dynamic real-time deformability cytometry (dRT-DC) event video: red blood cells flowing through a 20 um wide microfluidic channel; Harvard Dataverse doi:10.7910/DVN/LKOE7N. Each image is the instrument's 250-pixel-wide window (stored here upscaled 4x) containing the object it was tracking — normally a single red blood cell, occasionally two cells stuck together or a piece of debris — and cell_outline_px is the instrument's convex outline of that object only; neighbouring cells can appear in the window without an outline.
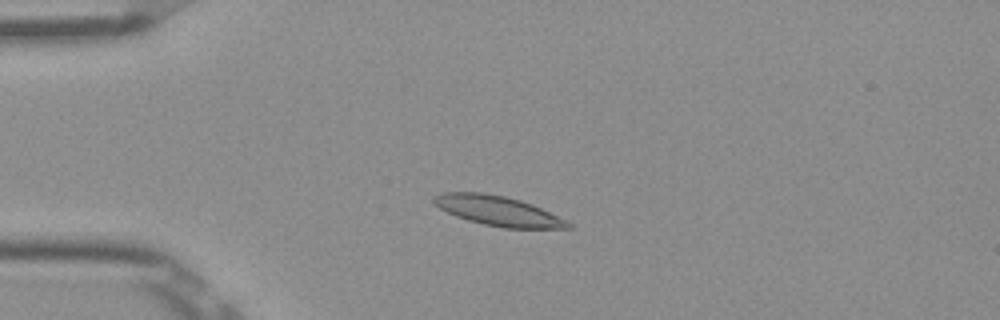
{"species": "Egyptian fruit bat (a non-hibernating species)", "species_latin": "Rousettus aegyptiacus", "temperature_condition": "room temperature", "stored_images_in_passage": 46, "camera_frame_rate_fps": 3000, "um_per_image_px": 0.085, "frame": {"image": 1, "passage_image": 7, "time_ms": 2.0, "image_size_px": [1000, 320], "cell_outline_px": [[572, 228], [504, 228], [484, 224], [468, 220], [456, 216], [440, 208], [432, 200], [432, 196], [440, 192], [480, 192], [504, 196], [520, 200], [532, 204], [572, 224]], "centroid_in_image_um": [42.28, 17.91], "position_along_channel_um": 42.7, "area_um2": 22.95}}
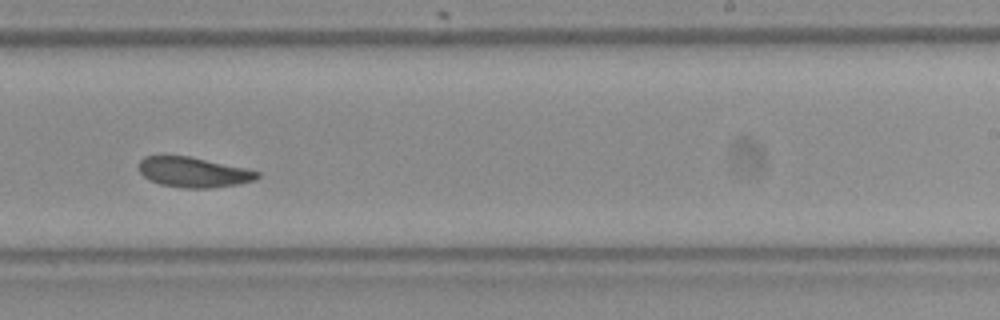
{"frame": {"image": 2, "passage_image": 27, "time_ms": 8.667, "image_size_px": [1000, 320], "cell_outline_px": [[260, 176], [256, 180], [236, 184], [212, 188], [184, 188], [160, 184], [148, 180], [140, 172], [140, 160], [144, 156], [188, 156], [244, 168], [260, 172]], "centroid_in_image_um": [16.44, 14.65], "position_along_channel_um": 272.6, "area_um2": 20.58}}
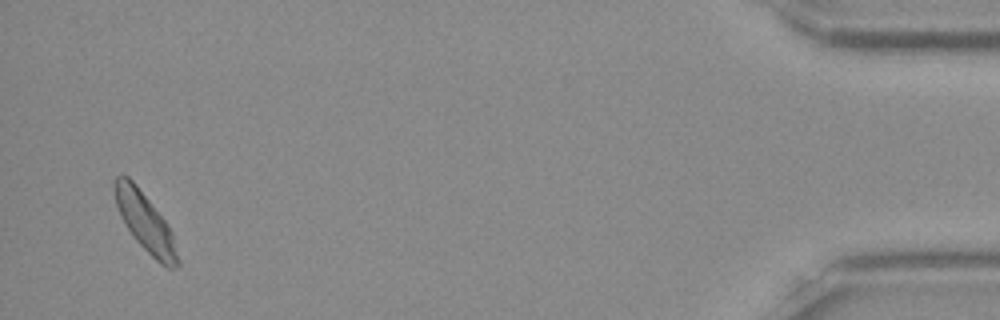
{"frame": {"image": 3, "passage_image": 45, "time_ms": 14.667, "image_size_px": [1000, 320], "cell_outline_px": [[180, 264], [176, 268], [168, 268], [160, 264], [136, 240], [120, 216], [116, 204], [112, 188], [112, 184], [116, 176], [128, 176], [136, 184], [164, 220], [172, 232], [180, 260]], "centroid_in_image_um": [12.34, 18.89], "position_along_channel_um": 422.9, "area_um2": 21.33}, "authors_computed_cell_mechanics": {"area_um2": 21.6172, "velocity_mm_per_s": 3.8407, "shape_relaxation_time_tau1_ms": 4.06, "shape_relaxation_time_tau2_ms": 2.5799, "deformation_change_tau1": 0.0908, "deformation_change_tau2": 0.0754}}